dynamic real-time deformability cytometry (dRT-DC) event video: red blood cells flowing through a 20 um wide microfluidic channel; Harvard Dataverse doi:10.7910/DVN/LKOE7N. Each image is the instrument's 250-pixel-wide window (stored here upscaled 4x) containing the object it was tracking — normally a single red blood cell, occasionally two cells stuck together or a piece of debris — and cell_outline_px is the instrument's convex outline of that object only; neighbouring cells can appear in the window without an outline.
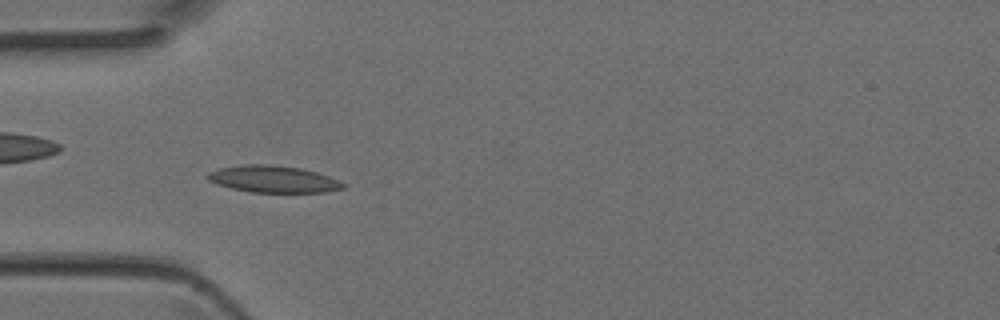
{"species": "Egyptian fruit bat (a non-hibernating species)", "species_latin": "Rousettus aegyptiacus", "temperature_condition": "room temperature", "stored_images_in_passage": 43, "camera_frame_rate_fps": 3000, "um_per_image_px": 0.085, "animal": {"sex": "female"}, "frame": {"image": 1, "passage_image": 13, "time_ms": 4.0, "image_size_px": [1000, 320], "cell_outline_px": [[344, 188], [328, 192], [252, 192], [232, 188], [216, 184], [208, 180], [204, 176], [208, 172], [220, 168], [244, 164], [272, 164], [300, 168], [316, 172], [328, 176], [344, 184]], "centroid_in_image_um": [23.18, 15.22], "position_along_channel_um": 61.8, "area_um2": 21.15}}
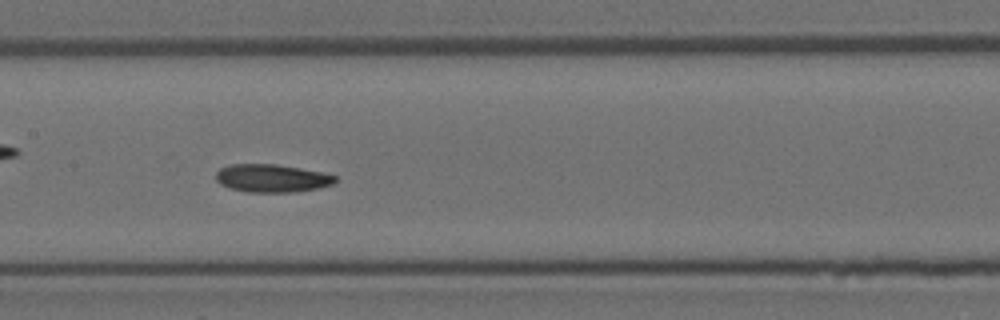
{"frame": {"image": 2, "passage_image": 21, "time_ms": 6.667, "image_size_px": [1000, 320], "cell_outline_px": [[336, 180], [332, 184], [320, 188], [292, 192], [248, 192], [228, 188], [220, 184], [216, 180], [216, 172], [220, 168], [232, 164], [276, 164], [324, 172], [336, 176]], "centroid_in_image_um": [23.1, 15.15], "position_along_channel_um": 184.3, "area_um2": 19.54}}
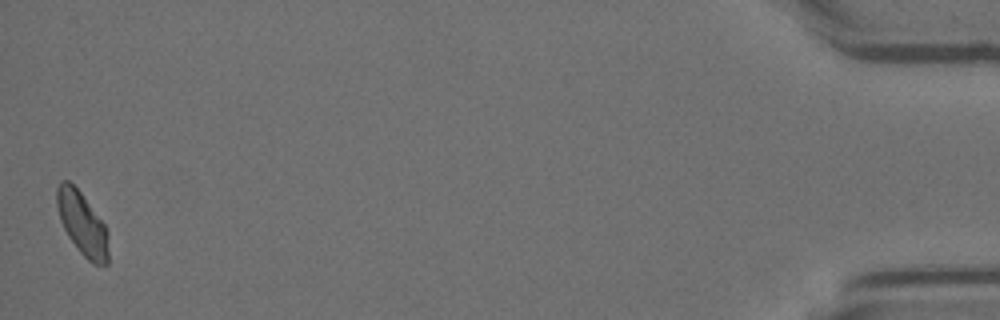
{"frame": {"image": 3, "passage_image": 43, "time_ms": 14.0, "image_size_px": [1000, 320], "cell_outline_px": [[108, 264], [92, 264], [80, 252], [68, 236], [60, 220], [56, 204], [56, 188], [60, 180], [68, 180], [80, 192], [104, 224], [108, 232]], "centroid_in_image_um": [6.98, 19.01], "position_along_channel_um": 428.2, "area_um2": 18.84}}